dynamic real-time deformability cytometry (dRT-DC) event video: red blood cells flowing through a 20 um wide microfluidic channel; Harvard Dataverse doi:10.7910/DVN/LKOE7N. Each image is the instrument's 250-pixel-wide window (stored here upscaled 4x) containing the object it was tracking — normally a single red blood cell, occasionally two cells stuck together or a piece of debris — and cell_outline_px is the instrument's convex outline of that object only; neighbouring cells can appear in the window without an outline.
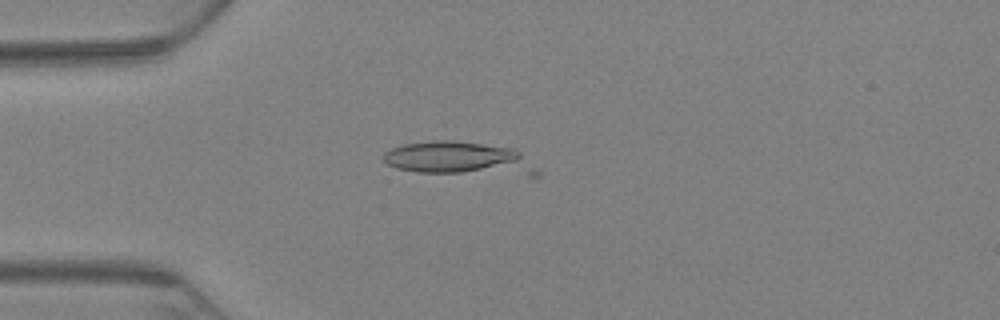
{"species": "Egyptian fruit bat (a non-hibernating species)", "species_latin": "Rousettus aegyptiacus", "temperature_condition": "warm", "stored_images_in_passage": 20, "camera_frame_rate_fps": 3000, "um_per_image_px": 0.085, "animal": {"sex": "female"}, "frame": {"image": 1, "passage_image": 19, "time_ms": 6.0, "image_size_px": [1000, 320], "cell_outline_px": [[520, 164], [460, 172], [416, 172], [396, 168], [388, 164], [384, 160], [384, 152], [392, 148], [404, 144], [436, 140], [452, 140], [512, 148], [520, 152]], "centroid_in_image_um": [38.24, 13.31], "position_along_channel_um": 46.8, "area_um2": 24.91}}